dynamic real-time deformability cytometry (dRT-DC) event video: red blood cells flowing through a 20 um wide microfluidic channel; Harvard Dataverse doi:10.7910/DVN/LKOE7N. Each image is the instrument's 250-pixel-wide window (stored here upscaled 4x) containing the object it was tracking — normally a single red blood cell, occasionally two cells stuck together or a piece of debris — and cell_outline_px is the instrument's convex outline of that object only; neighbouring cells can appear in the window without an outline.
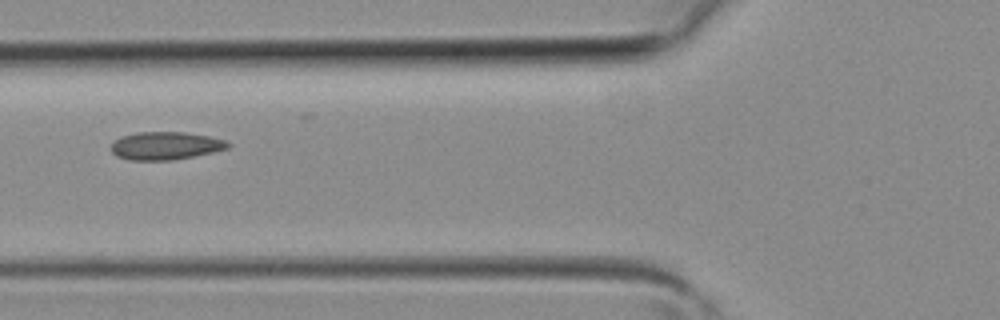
{"species": "common noctule bat (a hibernating species)", "species_latin": "Nyctalus noctula", "temperature_condition": "room temperature", "stored_images_in_passage": 4, "camera_frame_rate_fps": 3000, "um_per_image_px": 0.085, "animal": {"sex": "female", "body_mass_g": 19.3, "forearm_length_mm": 54.1}, "frame": {"image": 1, "passage_image": 4, "time_ms": 1.0, "image_size_px": [1000, 320], "cell_outline_px": [[232, 144], [228, 148], [212, 152], [172, 160], [128, 160], [116, 156], [112, 152], [112, 144], [116, 140], [124, 136], [136, 132], [184, 132], [208, 136], [224, 140]], "centroid_in_image_um": [14.07, 12.39], "position_along_channel_um": 111.7, "area_um2": 18.79}}